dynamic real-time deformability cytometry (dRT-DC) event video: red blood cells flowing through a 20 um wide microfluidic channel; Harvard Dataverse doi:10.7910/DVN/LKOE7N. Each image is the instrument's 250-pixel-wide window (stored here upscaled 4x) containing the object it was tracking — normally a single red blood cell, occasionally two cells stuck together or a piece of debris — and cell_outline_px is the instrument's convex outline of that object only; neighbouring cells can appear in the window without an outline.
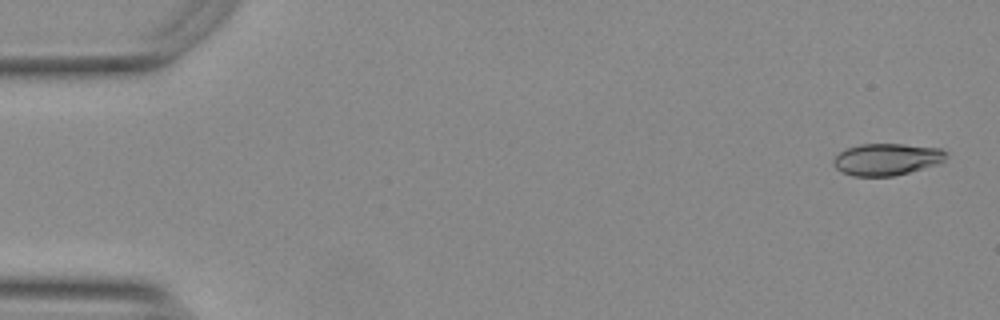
{"species": "Egyptian fruit bat (a non-hibernating species)", "species_latin": "Rousettus aegyptiacus", "temperature_condition": "warm", "stored_images_in_passage": 11, "camera_frame_rate_fps": 3000, "um_per_image_px": 0.085, "animal": {"sex": "female"}, "frame": {"image": 1, "passage_image": 2, "time_ms": 0.333, "image_size_px": [1000, 320], "cell_outline_px": [[948, 152], [944, 160], [940, 164], [892, 176], [852, 176], [840, 172], [832, 164], [832, 160], [840, 152], [848, 148], [860, 144], [904, 144], [940, 148]], "centroid_in_image_um": [75.37, 13.54], "position_along_channel_um": 9.6, "area_um2": 21.04}}